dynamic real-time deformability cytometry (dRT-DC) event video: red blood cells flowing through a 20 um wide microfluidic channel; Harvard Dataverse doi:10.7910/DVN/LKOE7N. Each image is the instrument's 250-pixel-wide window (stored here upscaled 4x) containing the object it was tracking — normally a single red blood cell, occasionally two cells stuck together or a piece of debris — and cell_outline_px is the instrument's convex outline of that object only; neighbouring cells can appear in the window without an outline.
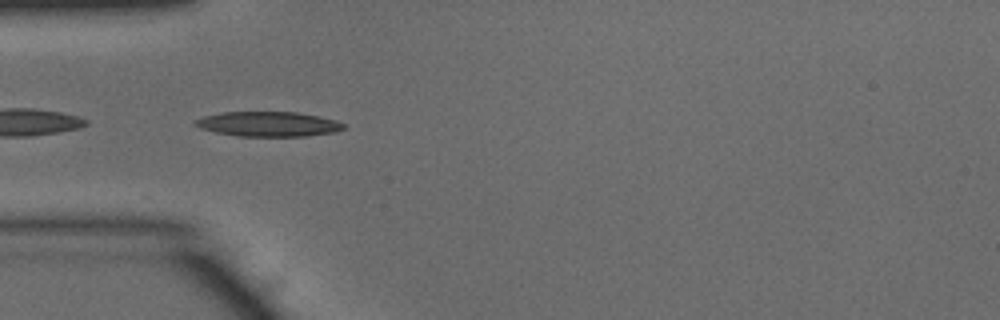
{"species": "common noctule bat (a hibernating species)", "species_latin": "Nyctalus noctula", "temperature_condition": "warm", "stored_images_in_passage": 8, "camera_frame_rate_fps": 3000, "um_per_image_px": 0.085, "animal": {"sex": "male", "body_mass_g": 15.6}, "frame": {"image": 1, "passage_image": 6, "time_ms": 1.667, "image_size_px": [1000, 320], "cell_outline_px": [[344, 128], [336, 132], [308, 136], [236, 136], [216, 132], [200, 128], [192, 124], [192, 120], [204, 116], [224, 112], [296, 112], [336, 120], [344, 124]], "centroid_in_image_um": [22.77, 10.55], "position_along_channel_um": 62.2, "area_um2": 21.5}}